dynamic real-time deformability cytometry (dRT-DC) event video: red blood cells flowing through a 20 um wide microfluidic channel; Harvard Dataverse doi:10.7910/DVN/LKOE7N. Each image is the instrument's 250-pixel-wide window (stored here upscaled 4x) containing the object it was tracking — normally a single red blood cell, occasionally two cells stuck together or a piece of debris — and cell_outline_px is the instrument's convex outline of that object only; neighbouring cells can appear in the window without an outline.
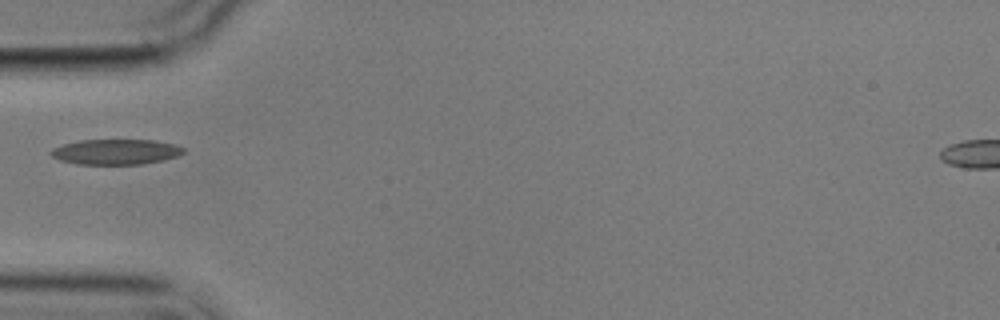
{"species": "common noctule bat (a hibernating species)", "species_latin": "Nyctalus noctula", "temperature_condition": "cold", "stored_images_in_passage": 11, "camera_frame_rate_fps": 3000, "um_per_image_px": 0.085, "animal": {"sex": "male", "body_mass_g": 17.9}, "frame": {"image": 1, "passage_image": 1, "time_ms": 0.0, "image_size_px": [1000, 320], "cell_outline_px": [[184, 152], [176, 156], [164, 160], [140, 164], [76, 164], [60, 160], [52, 156], [48, 152], [52, 148], [64, 144], [80, 140], [156, 140], [176, 144], [184, 148]], "centroid_in_image_um": [9.84, 12.9], "position_along_channel_um": 75.2, "area_um2": 19.59}}
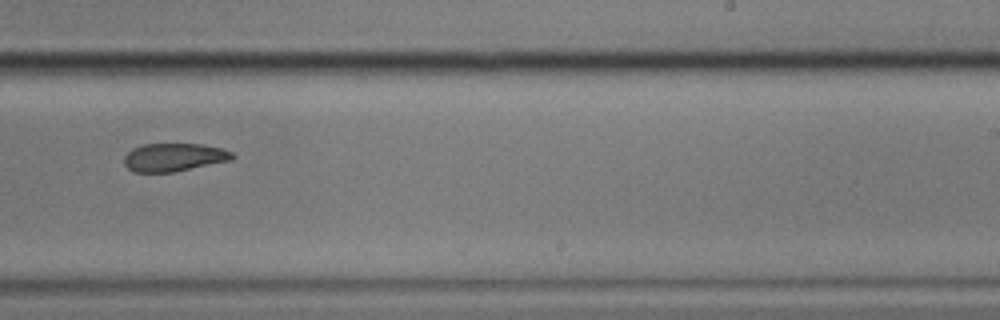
{"frame": {"image": 2, "passage_image": 6, "time_ms": 5.667, "image_size_px": [1000, 320], "cell_outline_px": [[236, 156], [232, 160], [172, 172], [132, 172], [124, 164], [124, 156], [132, 148], [144, 144], [200, 144], [220, 148], [232, 152]], "centroid_in_image_um": [14.77, 13.37], "position_along_channel_um": 274.2, "area_um2": 17.69}}
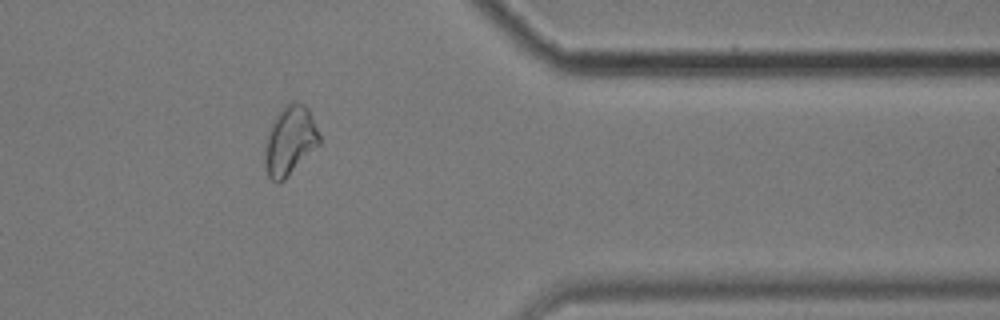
{"frame": {"image": 3, "passage_image": 9, "time_ms": 9.333, "image_size_px": [1000, 320], "cell_outline_px": [[320, 144], [284, 180], [276, 184], [268, 176], [264, 164], [264, 148], [268, 132], [272, 120], [284, 104], [292, 100], [296, 100], [304, 104], [308, 108], [320, 136]], "centroid_in_image_um": [24.62, 11.93], "position_along_channel_um": 386.8, "area_um2": 22.25}}